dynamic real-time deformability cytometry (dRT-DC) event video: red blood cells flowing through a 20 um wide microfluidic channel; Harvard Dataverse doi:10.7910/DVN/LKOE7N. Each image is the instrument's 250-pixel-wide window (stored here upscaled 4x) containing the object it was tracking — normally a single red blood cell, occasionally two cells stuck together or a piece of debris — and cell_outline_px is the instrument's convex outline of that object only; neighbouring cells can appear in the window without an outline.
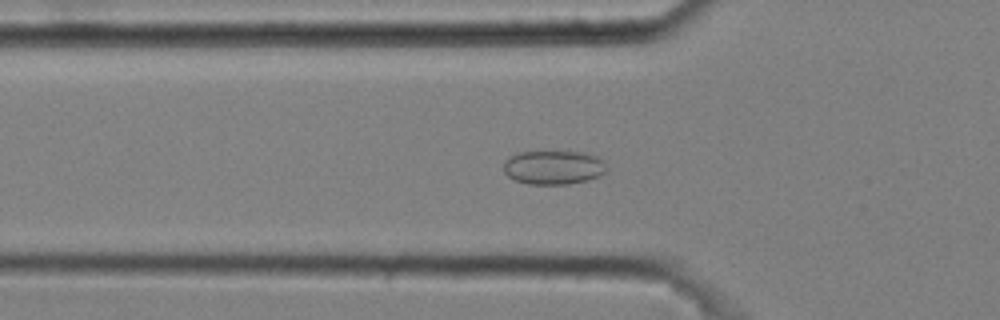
{"species": "common noctule bat (a hibernating species)", "species_latin": "Nyctalus noctula", "temperature_condition": "cold", "stored_images_in_passage": 48, "camera_frame_rate_fps": 3000, "um_per_image_px": 0.085, "animal": {"sex": "male", "body_mass_g": 20.4}, "frame": {"image": 1, "passage_image": 13, "time_ms": 4.0, "image_size_px": [1000, 320], "cell_outline_px": [[608, 168], [604, 172], [588, 180], [568, 184], [528, 184], [516, 180], [508, 176], [504, 172], [504, 160], [508, 156], [516, 152], [584, 152], [596, 156], [604, 160]], "centroid_in_image_um": [47.03, 14.22], "position_along_channel_um": 78.8, "area_um2": 20.46}}
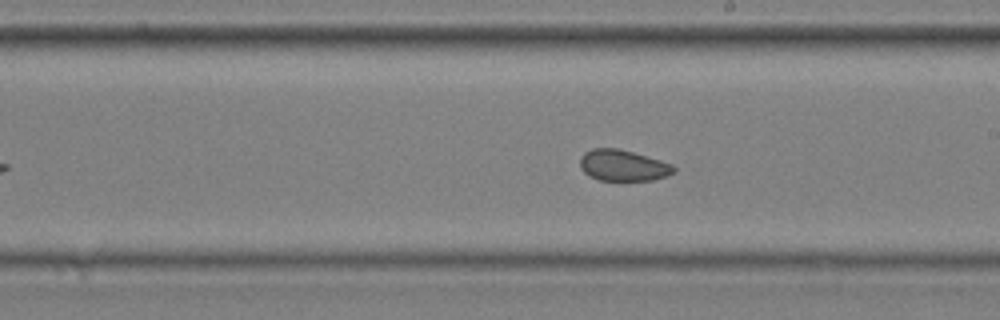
{"frame": {"image": 2, "passage_image": 26, "time_ms": 8.333, "image_size_px": [1000, 320], "cell_outline_px": [[676, 172], [668, 176], [652, 180], [600, 180], [588, 176], [580, 168], [580, 156], [584, 152], [592, 148], [620, 148], [660, 160], [672, 164], [676, 168]], "centroid_in_image_um": [52.95, 14.06], "position_along_channel_um": 236.0, "area_um2": 17.22}}
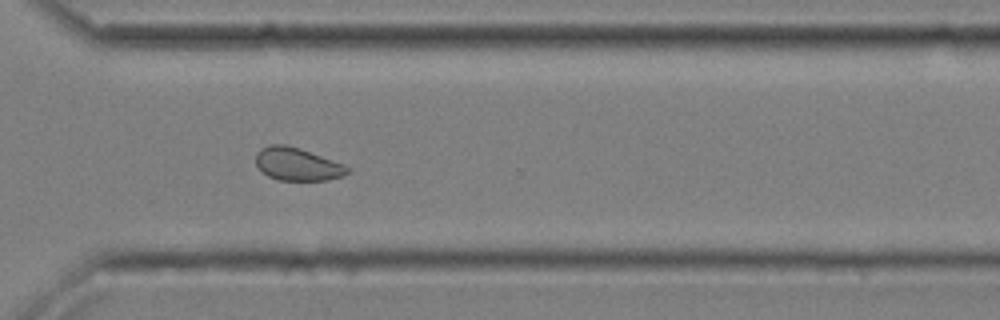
{"frame": {"image": 3, "passage_image": 35, "time_ms": 11.333, "image_size_px": [1000, 320], "cell_outline_px": [[352, 168], [344, 176], [328, 180], [276, 180], [268, 176], [256, 164], [256, 152], [260, 148], [268, 144], [284, 144], [300, 148], [344, 164]], "centroid_in_image_um": [25.28, 13.95], "position_along_channel_um": 345.3, "area_um2": 17.69}, "authors_computed_cell_mechanics": {"area_um2": 18.6983, "velocity_mm_per_s": 3.6286, "shape_relaxation_time_tau1_ms": null, "shape_relaxation_time_tau2_ms": 2.0689, "deformation_change_tau1": null, "deformation_change_tau2": 0.0511}}